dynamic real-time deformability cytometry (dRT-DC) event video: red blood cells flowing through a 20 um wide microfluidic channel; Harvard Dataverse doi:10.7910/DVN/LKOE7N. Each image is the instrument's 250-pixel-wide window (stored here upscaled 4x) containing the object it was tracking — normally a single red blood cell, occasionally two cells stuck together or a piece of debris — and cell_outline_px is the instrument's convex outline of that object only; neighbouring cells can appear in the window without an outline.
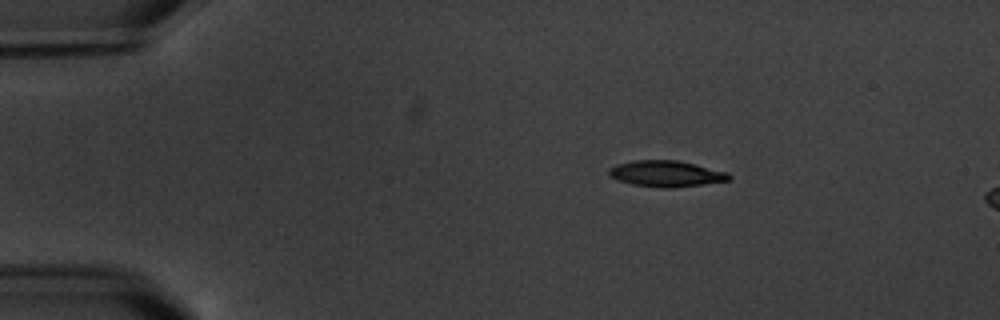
{"species": "common noctule bat (a hibernating species)", "species_latin": "Nyctalus noctula", "temperature_condition": "warm", "stored_images_in_passage": 6, "segment_of_instrument_passage": [1, 2], "camera_frame_rate_fps": 3000, "um_per_image_px": 0.085, "animal": {"sex": "male", "body_mass_g": 20.1, "forearm_length_mm": 53.5}, "frame": {"image": 1, "passage_image": 3, "time_ms": 2.333, "image_size_px": [1000, 320], "cell_outline_px": [[732, 180], [704, 184], [672, 188], [664, 188], [632, 184], [620, 180], [612, 176], [608, 172], [608, 168], [616, 164], [636, 160], [676, 160], [728, 172], [732, 176]], "centroid_in_image_um": [56.66, 14.76], "position_along_channel_um": 28.3, "area_um2": 18.15}}